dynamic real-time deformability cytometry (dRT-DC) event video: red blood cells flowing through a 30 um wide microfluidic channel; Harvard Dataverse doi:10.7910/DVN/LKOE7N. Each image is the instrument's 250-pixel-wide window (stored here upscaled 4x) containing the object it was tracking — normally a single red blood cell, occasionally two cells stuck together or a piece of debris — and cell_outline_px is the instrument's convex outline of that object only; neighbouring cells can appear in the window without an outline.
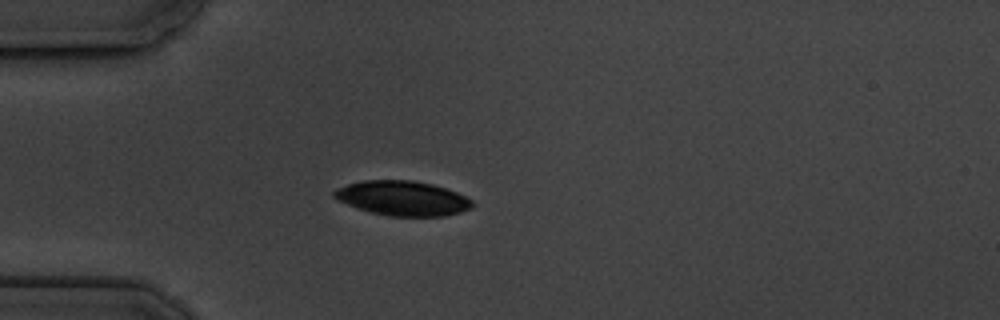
{"species": "common noctule bat (a hibernating species)", "species_latin": "Nyctalus noctula", "temperature_condition": "cold", "stored_images_in_passage": 4, "camera_frame_rate_fps": 3000, "um_per_image_px": 0.085, "animal": {"sex": "male", "body_mass_g": 19.5, "forearm_length_mm": 54.6}, "frame": {"image": 1, "passage_image": 4, "time_ms": 3.333, "image_size_px": [1000, 320], "cell_outline_px": [[472, 208], [460, 212], [444, 216], [388, 216], [356, 208], [336, 200], [332, 196], [332, 192], [336, 188], [348, 184], [364, 180], [412, 180], [432, 184], [456, 192], [472, 200]], "centroid_in_image_um": [34.17, 16.85], "position_along_channel_um": 50.8, "area_um2": 27.92}}